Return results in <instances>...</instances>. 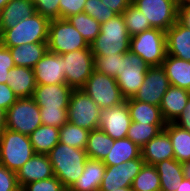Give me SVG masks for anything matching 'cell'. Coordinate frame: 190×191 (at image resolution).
Returning a JSON list of instances; mask_svg holds the SVG:
<instances>
[{
  "label": "cell",
  "instance_id": "obj_47",
  "mask_svg": "<svg viewBox=\"0 0 190 191\" xmlns=\"http://www.w3.org/2000/svg\"><path fill=\"white\" fill-rule=\"evenodd\" d=\"M177 21L184 27L190 29V2L188 0H180Z\"/></svg>",
  "mask_w": 190,
  "mask_h": 191
},
{
  "label": "cell",
  "instance_id": "obj_2",
  "mask_svg": "<svg viewBox=\"0 0 190 191\" xmlns=\"http://www.w3.org/2000/svg\"><path fill=\"white\" fill-rule=\"evenodd\" d=\"M130 36L122 14L101 24L100 34L90 44L94 56L124 54L129 51Z\"/></svg>",
  "mask_w": 190,
  "mask_h": 191
},
{
  "label": "cell",
  "instance_id": "obj_52",
  "mask_svg": "<svg viewBox=\"0 0 190 191\" xmlns=\"http://www.w3.org/2000/svg\"><path fill=\"white\" fill-rule=\"evenodd\" d=\"M182 166H183L184 178L190 180V161L182 163Z\"/></svg>",
  "mask_w": 190,
  "mask_h": 191
},
{
  "label": "cell",
  "instance_id": "obj_12",
  "mask_svg": "<svg viewBox=\"0 0 190 191\" xmlns=\"http://www.w3.org/2000/svg\"><path fill=\"white\" fill-rule=\"evenodd\" d=\"M180 0H134L152 28L167 31L177 21Z\"/></svg>",
  "mask_w": 190,
  "mask_h": 191
},
{
  "label": "cell",
  "instance_id": "obj_36",
  "mask_svg": "<svg viewBox=\"0 0 190 191\" xmlns=\"http://www.w3.org/2000/svg\"><path fill=\"white\" fill-rule=\"evenodd\" d=\"M132 191H161L160 177L155 166L144 164L134 178Z\"/></svg>",
  "mask_w": 190,
  "mask_h": 191
},
{
  "label": "cell",
  "instance_id": "obj_53",
  "mask_svg": "<svg viewBox=\"0 0 190 191\" xmlns=\"http://www.w3.org/2000/svg\"><path fill=\"white\" fill-rule=\"evenodd\" d=\"M112 191H132V187H121Z\"/></svg>",
  "mask_w": 190,
  "mask_h": 191
},
{
  "label": "cell",
  "instance_id": "obj_6",
  "mask_svg": "<svg viewBox=\"0 0 190 191\" xmlns=\"http://www.w3.org/2000/svg\"><path fill=\"white\" fill-rule=\"evenodd\" d=\"M47 46L49 52L59 55L90 48V45L70 21L63 18L50 20Z\"/></svg>",
  "mask_w": 190,
  "mask_h": 191
},
{
  "label": "cell",
  "instance_id": "obj_50",
  "mask_svg": "<svg viewBox=\"0 0 190 191\" xmlns=\"http://www.w3.org/2000/svg\"><path fill=\"white\" fill-rule=\"evenodd\" d=\"M6 129V111L0 108V135Z\"/></svg>",
  "mask_w": 190,
  "mask_h": 191
},
{
  "label": "cell",
  "instance_id": "obj_3",
  "mask_svg": "<svg viewBox=\"0 0 190 191\" xmlns=\"http://www.w3.org/2000/svg\"><path fill=\"white\" fill-rule=\"evenodd\" d=\"M50 20L35 12L15 26L0 33V42L7 48L26 43L47 42Z\"/></svg>",
  "mask_w": 190,
  "mask_h": 191
},
{
  "label": "cell",
  "instance_id": "obj_38",
  "mask_svg": "<svg viewBox=\"0 0 190 191\" xmlns=\"http://www.w3.org/2000/svg\"><path fill=\"white\" fill-rule=\"evenodd\" d=\"M123 54H114L107 56H94V70L113 78H117V72H120V57Z\"/></svg>",
  "mask_w": 190,
  "mask_h": 191
},
{
  "label": "cell",
  "instance_id": "obj_46",
  "mask_svg": "<svg viewBox=\"0 0 190 191\" xmlns=\"http://www.w3.org/2000/svg\"><path fill=\"white\" fill-rule=\"evenodd\" d=\"M18 97L14 94L8 84L0 83V108L7 111Z\"/></svg>",
  "mask_w": 190,
  "mask_h": 191
},
{
  "label": "cell",
  "instance_id": "obj_18",
  "mask_svg": "<svg viewBox=\"0 0 190 191\" xmlns=\"http://www.w3.org/2000/svg\"><path fill=\"white\" fill-rule=\"evenodd\" d=\"M16 175L20 188L30 182L55 176L48 156L36 153L16 172Z\"/></svg>",
  "mask_w": 190,
  "mask_h": 191
},
{
  "label": "cell",
  "instance_id": "obj_35",
  "mask_svg": "<svg viewBox=\"0 0 190 191\" xmlns=\"http://www.w3.org/2000/svg\"><path fill=\"white\" fill-rule=\"evenodd\" d=\"M89 133V130L67 122L59 128V142L85 150Z\"/></svg>",
  "mask_w": 190,
  "mask_h": 191
},
{
  "label": "cell",
  "instance_id": "obj_39",
  "mask_svg": "<svg viewBox=\"0 0 190 191\" xmlns=\"http://www.w3.org/2000/svg\"><path fill=\"white\" fill-rule=\"evenodd\" d=\"M83 12L96 19L100 24L117 15L101 0H87L84 4Z\"/></svg>",
  "mask_w": 190,
  "mask_h": 191
},
{
  "label": "cell",
  "instance_id": "obj_51",
  "mask_svg": "<svg viewBox=\"0 0 190 191\" xmlns=\"http://www.w3.org/2000/svg\"><path fill=\"white\" fill-rule=\"evenodd\" d=\"M176 191H190V180L187 178H184L180 182V186L177 188Z\"/></svg>",
  "mask_w": 190,
  "mask_h": 191
},
{
  "label": "cell",
  "instance_id": "obj_28",
  "mask_svg": "<svg viewBox=\"0 0 190 191\" xmlns=\"http://www.w3.org/2000/svg\"><path fill=\"white\" fill-rule=\"evenodd\" d=\"M131 121L144 124H166L160 107L135 100L133 97L126 99Z\"/></svg>",
  "mask_w": 190,
  "mask_h": 191
},
{
  "label": "cell",
  "instance_id": "obj_8",
  "mask_svg": "<svg viewBox=\"0 0 190 191\" xmlns=\"http://www.w3.org/2000/svg\"><path fill=\"white\" fill-rule=\"evenodd\" d=\"M42 125L40 107L32 97L18 98L6 111V128L30 135Z\"/></svg>",
  "mask_w": 190,
  "mask_h": 191
},
{
  "label": "cell",
  "instance_id": "obj_33",
  "mask_svg": "<svg viewBox=\"0 0 190 191\" xmlns=\"http://www.w3.org/2000/svg\"><path fill=\"white\" fill-rule=\"evenodd\" d=\"M67 20L70 21L89 45L100 34L101 24L85 12L71 15Z\"/></svg>",
  "mask_w": 190,
  "mask_h": 191
},
{
  "label": "cell",
  "instance_id": "obj_23",
  "mask_svg": "<svg viewBox=\"0 0 190 191\" xmlns=\"http://www.w3.org/2000/svg\"><path fill=\"white\" fill-rule=\"evenodd\" d=\"M7 84L18 98L33 96L37 86L34 70L23 66H14L7 75Z\"/></svg>",
  "mask_w": 190,
  "mask_h": 191
},
{
  "label": "cell",
  "instance_id": "obj_15",
  "mask_svg": "<svg viewBox=\"0 0 190 191\" xmlns=\"http://www.w3.org/2000/svg\"><path fill=\"white\" fill-rule=\"evenodd\" d=\"M128 104L126 100L116 106L102 109L99 129L113 140L124 139L131 124Z\"/></svg>",
  "mask_w": 190,
  "mask_h": 191
},
{
  "label": "cell",
  "instance_id": "obj_22",
  "mask_svg": "<svg viewBox=\"0 0 190 191\" xmlns=\"http://www.w3.org/2000/svg\"><path fill=\"white\" fill-rule=\"evenodd\" d=\"M106 165L102 160L88 158L82 175L69 188L71 191H99Z\"/></svg>",
  "mask_w": 190,
  "mask_h": 191
},
{
  "label": "cell",
  "instance_id": "obj_4",
  "mask_svg": "<svg viewBox=\"0 0 190 191\" xmlns=\"http://www.w3.org/2000/svg\"><path fill=\"white\" fill-rule=\"evenodd\" d=\"M35 154L29 135L5 129L0 135V164L17 172Z\"/></svg>",
  "mask_w": 190,
  "mask_h": 191
},
{
  "label": "cell",
  "instance_id": "obj_1",
  "mask_svg": "<svg viewBox=\"0 0 190 191\" xmlns=\"http://www.w3.org/2000/svg\"><path fill=\"white\" fill-rule=\"evenodd\" d=\"M54 175L64 188H70L82 175L88 159L86 150L71 147L59 142L48 154Z\"/></svg>",
  "mask_w": 190,
  "mask_h": 191
},
{
  "label": "cell",
  "instance_id": "obj_9",
  "mask_svg": "<svg viewBox=\"0 0 190 191\" xmlns=\"http://www.w3.org/2000/svg\"><path fill=\"white\" fill-rule=\"evenodd\" d=\"M102 109L82 89H73L68 105V122L89 131L99 128Z\"/></svg>",
  "mask_w": 190,
  "mask_h": 191
},
{
  "label": "cell",
  "instance_id": "obj_40",
  "mask_svg": "<svg viewBox=\"0 0 190 191\" xmlns=\"http://www.w3.org/2000/svg\"><path fill=\"white\" fill-rule=\"evenodd\" d=\"M40 114L43 125L61 128L65 123L68 122V108H40Z\"/></svg>",
  "mask_w": 190,
  "mask_h": 191
},
{
  "label": "cell",
  "instance_id": "obj_31",
  "mask_svg": "<svg viewBox=\"0 0 190 191\" xmlns=\"http://www.w3.org/2000/svg\"><path fill=\"white\" fill-rule=\"evenodd\" d=\"M29 138L36 154L47 155L59 143V128L42 124Z\"/></svg>",
  "mask_w": 190,
  "mask_h": 191
},
{
  "label": "cell",
  "instance_id": "obj_29",
  "mask_svg": "<svg viewBox=\"0 0 190 191\" xmlns=\"http://www.w3.org/2000/svg\"><path fill=\"white\" fill-rule=\"evenodd\" d=\"M136 158H142L141 148L130 139L124 138L114 140L112 149L103 160V163L106 166H113Z\"/></svg>",
  "mask_w": 190,
  "mask_h": 191
},
{
  "label": "cell",
  "instance_id": "obj_10",
  "mask_svg": "<svg viewBox=\"0 0 190 191\" xmlns=\"http://www.w3.org/2000/svg\"><path fill=\"white\" fill-rule=\"evenodd\" d=\"M82 90H84L101 109L119 105L126 100L115 78L95 70L86 81Z\"/></svg>",
  "mask_w": 190,
  "mask_h": 191
},
{
  "label": "cell",
  "instance_id": "obj_24",
  "mask_svg": "<svg viewBox=\"0 0 190 191\" xmlns=\"http://www.w3.org/2000/svg\"><path fill=\"white\" fill-rule=\"evenodd\" d=\"M36 12L33 0H10L0 11V33Z\"/></svg>",
  "mask_w": 190,
  "mask_h": 191
},
{
  "label": "cell",
  "instance_id": "obj_16",
  "mask_svg": "<svg viewBox=\"0 0 190 191\" xmlns=\"http://www.w3.org/2000/svg\"><path fill=\"white\" fill-rule=\"evenodd\" d=\"M72 90L66 83L37 85L32 98L40 108H68Z\"/></svg>",
  "mask_w": 190,
  "mask_h": 191
},
{
  "label": "cell",
  "instance_id": "obj_11",
  "mask_svg": "<svg viewBox=\"0 0 190 191\" xmlns=\"http://www.w3.org/2000/svg\"><path fill=\"white\" fill-rule=\"evenodd\" d=\"M60 56L63 58L66 84L72 89H82L94 71L91 48L78 49Z\"/></svg>",
  "mask_w": 190,
  "mask_h": 191
},
{
  "label": "cell",
  "instance_id": "obj_13",
  "mask_svg": "<svg viewBox=\"0 0 190 191\" xmlns=\"http://www.w3.org/2000/svg\"><path fill=\"white\" fill-rule=\"evenodd\" d=\"M170 86L162 65L149 66L145 79L133 98L144 103L159 106L162 97Z\"/></svg>",
  "mask_w": 190,
  "mask_h": 191
},
{
  "label": "cell",
  "instance_id": "obj_54",
  "mask_svg": "<svg viewBox=\"0 0 190 191\" xmlns=\"http://www.w3.org/2000/svg\"><path fill=\"white\" fill-rule=\"evenodd\" d=\"M10 0H0V11L5 7V5L9 2Z\"/></svg>",
  "mask_w": 190,
  "mask_h": 191
},
{
  "label": "cell",
  "instance_id": "obj_17",
  "mask_svg": "<svg viewBox=\"0 0 190 191\" xmlns=\"http://www.w3.org/2000/svg\"><path fill=\"white\" fill-rule=\"evenodd\" d=\"M37 85L66 83L63 58L47 51L33 68Z\"/></svg>",
  "mask_w": 190,
  "mask_h": 191
},
{
  "label": "cell",
  "instance_id": "obj_44",
  "mask_svg": "<svg viewBox=\"0 0 190 191\" xmlns=\"http://www.w3.org/2000/svg\"><path fill=\"white\" fill-rule=\"evenodd\" d=\"M14 66L9 48L0 42V83L7 84V75Z\"/></svg>",
  "mask_w": 190,
  "mask_h": 191
},
{
  "label": "cell",
  "instance_id": "obj_49",
  "mask_svg": "<svg viewBox=\"0 0 190 191\" xmlns=\"http://www.w3.org/2000/svg\"><path fill=\"white\" fill-rule=\"evenodd\" d=\"M174 123L181 128L190 131V99L188 100L182 114L176 119Z\"/></svg>",
  "mask_w": 190,
  "mask_h": 191
},
{
  "label": "cell",
  "instance_id": "obj_7",
  "mask_svg": "<svg viewBox=\"0 0 190 191\" xmlns=\"http://www.w3.org/2000/svg\"><path fill=\"white\" fill-rule=\"evenodd\" d=\"M148 68L147 63L130 50L120 57V72H117L116 82L125 99L132 98L137 93Z\"/></svg>",
  "mask_w": 190,
  "mask_h": 191
},
{
  "label": "cell",
  "instance_id": "obj_21",
  "mask_svg": "<svg viewBox=\"0 0 190 191\" xmlns=\"http://www.w3.org/2000/svg\"><path fill=\"white\" fill-rule=\"evenodd\" d=\"M165 34L167 55L190 62V29L176 21Z\"/></svg>",
  "mask_w": 190,
  "mask_h": 191
},
{
  "label": "cell",
  "instance_id": "obj_45",
  "mask_svg": "<svg viewBox=\"0 0 190 191\" xmlns=\"http://www.w3.org/2000/svg\"><path fill=\"white\" fill-rule=\"evenodd\" d=\"M87 0H60V18L67 19L71 15L83 12Z\"/></svg>",
  "mask_w": 190,
  "mask_h": 191
},
{
  "label": "cell",
  "instance_id": "obj_43",
  "mask_svg": "<svg viewBox=\"0 0 190 191\" xmlns=\"http://www.w3.org/2000/svg\"><path fill=\"white\" fill-rule=\"evenodd\" d=\"M0 191H21L16 172L0 164Z\"/></svg>",
  "mask_w": 190,
  "mask_h": 191
},
{
  "label": "cell",
  "instance_id": "obj_42",
  "mask_svg": "<svg viewBox=\"0 0 190 191\" xmlns=\"http://www.w3.org/2000/svg\"><path fill=\"white\" fill-rule=\"evenodd\" d=\"M34 2L37 13L49 20L60 19V0H35Z\"/></svg>",
  "mask_w": 190,
  "mask_h": 191
},
{
  "label": "cell",
  "instance_id": "obj_32",
  "mask_svg": "<svg viewBox=\"0 0 190 191\" xmlns=\"http://www.w3.org/2000/svg\"><path fill=\"white\" fill-rule=\"evenodd\" d=\"M113 142L114 140L99 128L90 131L85 148L88 158L103 161L112 149Z\"/></svg>",
  "mask_w": 190,
  "mask_h": 191
},
{
  "label": "cell",
  "instance_id": "obj_14",
  "mask_svg": "<svg viewBox=\"0 0 190 191\" xmlns=\"http://www.w3.org/2000/svg\"><path fill=\"white\" fill-rule=\"evenodd\" d=\"M145 164L142 158L106 166L99 191H112L121 187H132L134 178Z\"/></svg>",
  "mask_w": 190,
  "mask_h": 191
},
{
  "label": "cell",
  "instance_id": "obj_41",
  "mask_svg": "<svg viewBox=\"0 0 190 191\" xmlns=\"http://www.w3.org/2000/svg\"><path fill=\"white\" fill-rule=\"evenodd\" d=\"M64 189L61 181L53 176L48 179L30 182L21 188V191H61Z\"/></svg>",
  "mask_w": 190,
  "mask_h": 191
},
{
  "label": "cell",
  "instance_id": "obj_48",
  "mask_svg": "<svg viewBox=\"0 0 190 191\" xmlns=\"http://www.w3.org/2000/svg\"><path fill=\"white\" fill-rule=\"evenodd\" d=\"M116 14H122L131 3L129 0H101Z\"/></svg>",
  "mask_w": 190,
  "mask_h": 191
},
{
  "label": "cell",
  "instance_id": "obj_19",
  "mask_svg": "<svg viewBox=\"0 0 190 191\" xmlns=\"http://www.w3.org/2000/svg\"><path fill=\"white\" fill-rule=\"evenodd\" d=\"M145 164L155 165L163 160L174 158V150L168 133L163 129L141 148Z\"/></svg>",
  "mask_w": 190,
  "mask_h": 191
},
{
  "label": "cell",
  "instance_id": "obj_25",
  "mask_svg": "<svg viewBox=\"0 0 190 191\" xmlns=\"http://www.w3.org/2000/svg\"><path fill=\"white\" fill-rule=\"evenodd\" d=\"M162 67L170 85L190 91V62L166 54Z\"/></svg>",
  "mask_w": 190,
  "mask_h": 191
},
{
  "label": "cell",
  "instance_id": "obj_27",
  "mask_svg": "<svg viewBox=\"0 0 190 191\" xmlns=\"http://www.w3.org/2000/svg\"><path fill=\"white\" fill-rule=\"evenodd\" d=\"M160 177L161 191H176L184 179L182 163L172 159L154 165Z\"/></svg>",
  "mask_w": 190,
  "mask_h": 191
},
{
  "label": "cell",
  "instance_id": "obj_20",
  "mask_svg": "<svg viewBox=\"0 0 190 191\" xmlns=\"http://www.w3.org/2000/svg\"><path fill=\"white\" fill-rule=\"evenodd\" d=\"M189 99L190 91L171 85L159 105L164 121L166 123L175 122L182 114Z\"/></svg>",
  "mask_w": 190,
  "mask_h": 191
},
{
  "label": "cell",
  "instance_id": "obj_30",
  "mask_svg": "<svg viewBox=\"0 0 190 191\" xmlns=\"http://www.w3.org/2000/svg\"><path fill=\"white\" fill-rule=\"evenodd\" d=\"M164 130L168 133L174 150V159L180 163L190 161V131L174 122L166 123Z\"/></svg>",
  "mask_w": 190,
  "mask_h": 191
},
{
  "label": "cell",
  "instance_id": "obj_26",
  "mask_svg": "<svg viewBox=\"0 0 190 191\" xmlns=\"http://www.w3.org/2000/svg\"><path fill=\"white\" fill-rule=\"evenodd\" d=\"M15 66L34 68L48 51L47 42L26 43L9 48Z\"/></svg>",
  "mask_w": 190,
  "mask_h": 191
},
{
  "label": "cell",
  "instance_id": "obj_34",
  "mask_svg": "<svg viewBox=\"0 0 190 191\" xmlns=\"http://www.w3.org/2000/svg\"><path fill=\"white\" fill-rule=\"evenodd\" d=\"M166 124H144L132 121L126 138L142 148L149 140L157 136Z\"/></svg>",
  "mask_w": 190,
  "mask_h": 191
},
{
  "label": "cell",
  "instance_id": "obj_37",
  "mask_svg": "<svg viewBox=\"0 0 190 191\" xmlns=\"http://www.w3.org/2000/svg\"><path fill=\"white\" fill-rule=\"evenodd\" d=\"M122 16L130 37L152 28L143 13L133 3L129 4Z\"/></svg>",
  "mask_w": 190,
  "mask_h": 191
},
{
  "label": "cell",
  "instance_id": "obj_5",
  "mask_svg": "<svg viewBox=\"0 0 190 191\" xmlns=\"http://www.w3.org/2000/svg\"><path fill=\"white\" fill-rule=\"evenodd\" d=\"M129 50L139 55L148 66H161L167 54L165 31L151 28L130 37Z\"/></svg>",
  "mask_w": 190,
  "mask_h": 191
},
{
  "label": "cell",
  "instance_id": "obj_55",
  "mask_svg": "<svg viewBox=\"0 0 190 191\" xmlns=\"http://www.w3.org/2000/svg\"><path fill=\"white\" fill-rule=\"evenodd\" d=\"M61 191H71L69 188H64Z\"/></svg>",
  "mask_w": 190,
  "mask_h": 191
}]
</instances>
